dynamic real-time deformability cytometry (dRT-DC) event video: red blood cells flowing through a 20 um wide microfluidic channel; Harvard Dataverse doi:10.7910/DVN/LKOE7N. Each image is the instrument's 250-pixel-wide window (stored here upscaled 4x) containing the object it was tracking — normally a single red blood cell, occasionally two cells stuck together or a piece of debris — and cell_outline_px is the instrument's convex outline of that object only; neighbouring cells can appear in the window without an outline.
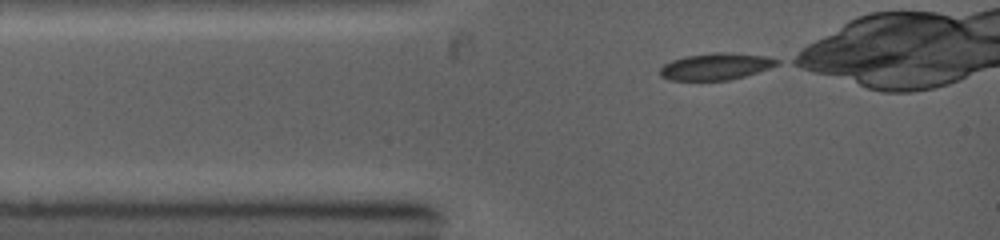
{"species": "common noctule bat (a hibernating species)", "species_latin": "Nyctalus noctula", "temperature_condition": "warm", "stored_images_in_passage": 62, "camera_frame_rate_fps": 5000, "um_per_image_px": 0.085, "animal": {"sex": "female", "body_mass_g": 19.0, "forearm_length_mm": 53.3}, "frame": {"image": 1, "passage_image": 1, "time_ms": 0.0, "image_size_px": [1000, 240], "cell_outline_px": [[780, 64], [744, 76], [728, 80], [668, 80], [660, 76], [660, 68], [664, 64], [672, 60], [684, 56], [712, 52], [724, 52], [768, 56], [780, 60]], "centroid_in_image_um": [60.83, 5.64], "position_along_channel_um": 24.2, "area_um2": 18.26}}
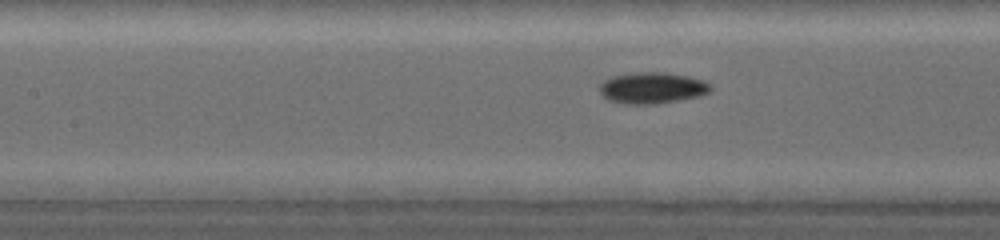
{"frame": {"image": 2, "passage_image": 25, "time_ms": 3.2, "image_size_px": [1000, 240], "cell_outline_px": [[712, 92], [700, 96], [656, 104], [624, 104], [608, 100], [600, 92], [600, 84], [604, 80], [612, 76], [632, 72], [664, 72], [688, 76], [712, 84]], "centroid_in_image_um": [55.44, 7.47], "position_along_channel_um": 152.0, "area_um2": 20.4}}
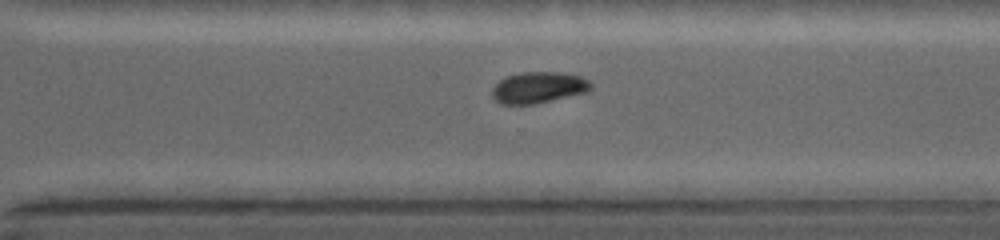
{"frame": {"image": 3, "passage_image": 56, "time_ms": 7.0, "image_size_px": [1000, 240], "cell_outline_px": [[592, 88], [588, 92], [536, 104], [500, 104], [492, 96], [492, 88], [500, 80], [508, 76], [520, 72], [560, 72], [580, 76], [588, 80], [592, 84]], "centroid_in_image_um": [45.79, 7.44], "position_along_channel_um": 324.8, "area_um2": 18.09}}